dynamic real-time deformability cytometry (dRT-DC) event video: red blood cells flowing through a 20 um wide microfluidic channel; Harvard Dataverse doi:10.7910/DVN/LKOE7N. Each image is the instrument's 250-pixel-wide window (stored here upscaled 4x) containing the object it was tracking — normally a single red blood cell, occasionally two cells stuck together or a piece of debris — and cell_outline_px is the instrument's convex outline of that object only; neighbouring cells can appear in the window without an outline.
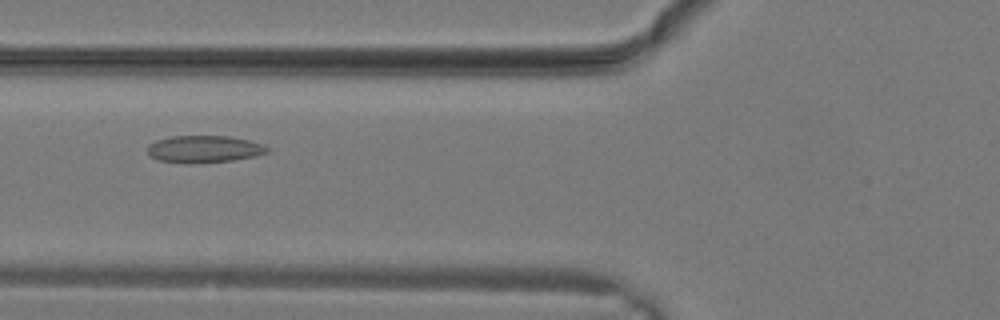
{"species": "common noctule bat (a hibernating species)", "species_latin": "Nyctalus noctula", "temperature_condition": "warm", "stored_images_in_passage": 9, "camera_frame_rate_fps": 3000, "um_per_image_px": 0.085, "animal": {"sex": "male", "body_mass_g": 19.2, "forearm_length_mm": 51.8}, "frame": {"image": 1, "passage_image": 4, "time_ms": 1.0, "image_size_px": [1000, 320], "cell_outline_px": [[268, 152], [256, 156], [232, 160], [192, 164], [188, 164], [160, 160], [152, 156], [148, 152], [148, 144], [156, 140], [172, 136], [228, 136], [248, 140], [264, 144], [268, 148]], "centroid_in_image_um": [17.36, 12.67], "position_along_channel_um": 108.4, "area_um2": 18.9}}
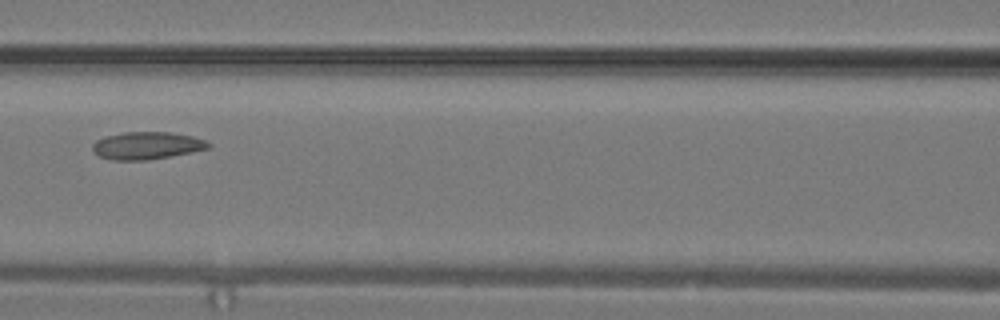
{"frame": {"image": 2, "passage_image": 6, "time_ms": 1.667, "image_size_px": [1000, 320], "cell_outline_px": [[212, 144], [208, 148], [192, 152], [148, 160], [112, 160], [100, 156], [92, 148], [92, 144], [96, 140], [104, 136], [124, 132], [172, 132], [192, 136], [204, 140]], "centroid_in_image_um": [12.48, 12.37], "position_along_channel_um": 154.1, "area_um2": 18.5}}
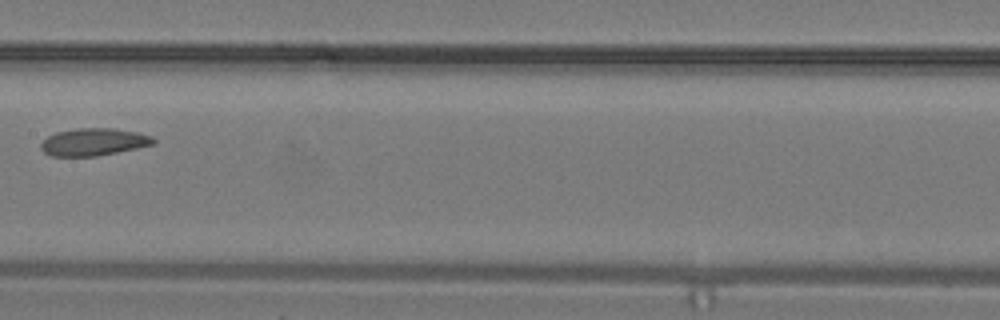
{"frame": {"image": 3, "passage_image": 8, "time_ms": 2.333, "image_size_px": [1000, 320], "cell_outline_px": [[156, 144], [96, 156], [52, 156], [44, 152], [40, 148], [40, 144], [48, 136], [56, 132], [76, 128], [112, 128], [136, 132], [152, 136], [156, 140]], "centroid_in_image_um": [7.96, 12.06], "position_along_channel_um": 199.4, "area_um2": 17.92}}